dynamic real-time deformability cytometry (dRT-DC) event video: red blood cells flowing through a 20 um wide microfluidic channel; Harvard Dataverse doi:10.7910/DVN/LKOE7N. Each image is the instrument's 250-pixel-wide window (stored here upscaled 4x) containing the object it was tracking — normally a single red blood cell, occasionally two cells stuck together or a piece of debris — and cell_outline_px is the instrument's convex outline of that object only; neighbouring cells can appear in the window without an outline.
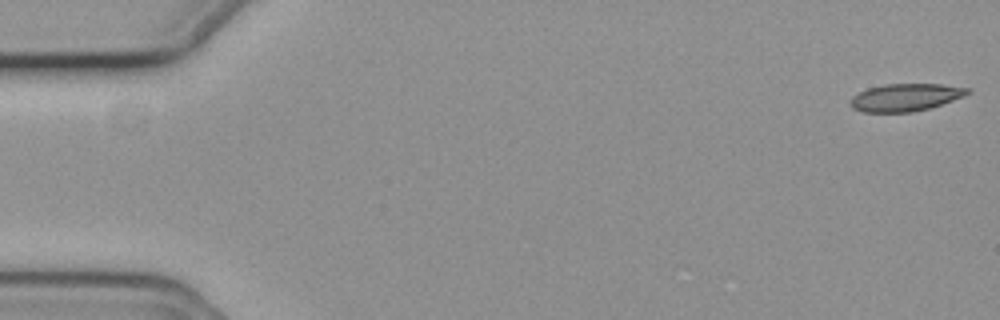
{"species": "common noctule bat (a hibernating species)", "species_latin": "Nyctalus noctula", "temperature_condition": "cold", "stored_images_in_passage": 56, "camera_frame_rate_fps": 3000, "um_per_image_px": 0.085, "animal": {"sex": "female", "body_mass_g": 19.3, "forearm_length_mm": 54.1}, "frame": {"image": 1, "passage_image": 1, "time_ms": 0.0, "image_size_px": [1000, 320], "cell_outline_px": [[972, 92], [964, 96], [928, 108], [912, 112], [864, 112], [852, 108], [848, 104], [848, 100], [852, 96], [868, 88], [884, 84], [940, 84], [972, 88]], "centroid_in_image_um": [76.94, 8.27], "position_along_channel_um": 8.1, "area_um2": 18.84}}
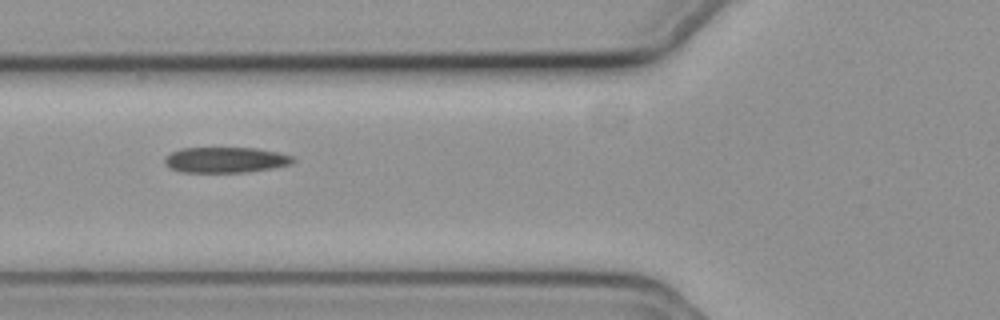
{"frame": {"image": 2, "passage_image": 21, "time_ms": 6.667, "image_size_px": [1000, 320], "cell_outline_px": [[296, 160], [292, 164], [272, 168], [244, 172], [184, 172], [168, 168], [164, 164], [164, 156], [180, 148], [256, 148], [276, 152], [292, 156]], "centroid_in_image_um": [19.14, 13.59], "position_along_channel_um": 106.7, "area_um2": 19.19}}
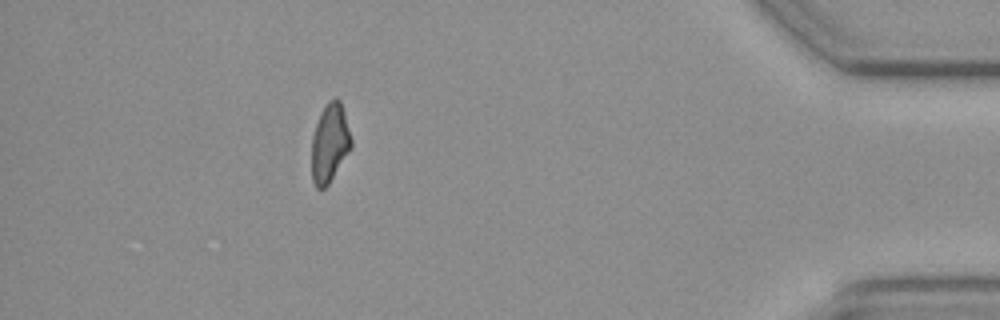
{"frame": {"image": 3, "passage_image": 50, "time_ms": 16.333, "image_size_px": [1000, 320], "cell_outline_px": [[352, 148], [328, 184], [324, 188], [316, 188], [312, 180], [312, 136], [320, 112], [324, 104], [328, 100], [336, 96], [340, 100], [344, 112], [352, 140]], "centroid_in_image_um": [28.03, 12.12], "position_along_channel_um": 407.2, "area_um2": 18.26}, "authors_computed_cell_mechanics": {"area_um2": 19.3052, "velocity_mm_per_s": 3.6966, "shape_relaxation_time_tau1_ms": 8.291, "shape_relaxation_time_tau2_ms": 5.2954, "deformation_change_tau1": 0.1738, "deformation_change_tau2": 0.1283}}